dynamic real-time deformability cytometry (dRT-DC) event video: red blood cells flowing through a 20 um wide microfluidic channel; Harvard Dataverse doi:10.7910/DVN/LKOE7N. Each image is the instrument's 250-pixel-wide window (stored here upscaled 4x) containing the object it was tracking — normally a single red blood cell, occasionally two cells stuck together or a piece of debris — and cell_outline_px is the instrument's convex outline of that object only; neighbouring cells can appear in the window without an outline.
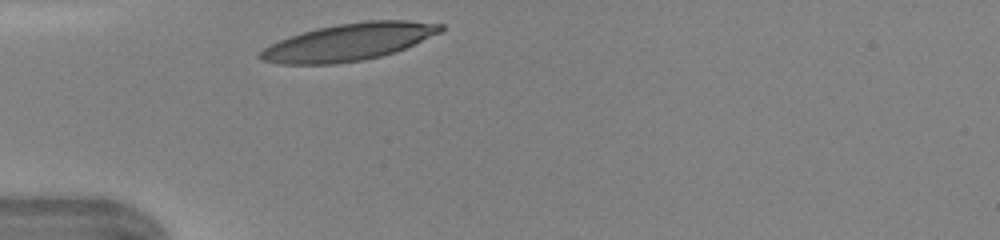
{"species": "human", "species_latin": "Homo sapiens", "temperature_condition": "warm", "stored_images_in_passage": 25, "camera_frame_rate_fps": 3000, "um_per_image_px": 0.085, "donor": {"sex": "female"}, "frame": {"image": 1, "passage_image": 1, "time_ms": 0.0, "image_size_px": [1000, 240], "cell_outline_px": [[444, 28], [440, 32], [396, 52], [364, 60], [336, 64], [280, 64], [260, 60], [256, 56], [264, 48], [280, 40], [316, 28], [336, 24], [368, 20], [408, 20], [444, 24]], "centroid_in_image_um": [29.65, 3.57], "position_along_channel_um": 55.4, "area_um2": 38.96}}
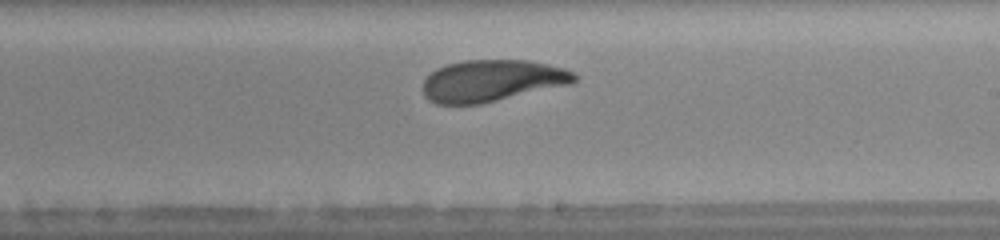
{"frame": {"image": 2, "passage_image": 15, "time_ms": 4.667, "image_size_px": [1000, 240], "cell_outline_px": [[576, 80], [572, 84], [480, 104], [436, 104], [428, 100], [424, 96], [420, 88], [424, 80], [436, 68], [448, 64], [464, 60], [528, 60], [548, 64], [564, 68], [572, 72], [576, 76]], "centroid_in_image_um": [41.78, 6.86], "position_along_channel_um": 247.2, "area_um2": 37.05}, "authors_computed_cell_mechanics": {"area_um2": 37.3388, "velocity_mm_per_s": 4.3303, "shape_relaxation_time_tau1_ms": 2.5066, "shape_relaxation_time_tau2_ms": 1.0074, "deformation_change_tau1": 0.1433, "deformation_change_tau2": 0.0801}}